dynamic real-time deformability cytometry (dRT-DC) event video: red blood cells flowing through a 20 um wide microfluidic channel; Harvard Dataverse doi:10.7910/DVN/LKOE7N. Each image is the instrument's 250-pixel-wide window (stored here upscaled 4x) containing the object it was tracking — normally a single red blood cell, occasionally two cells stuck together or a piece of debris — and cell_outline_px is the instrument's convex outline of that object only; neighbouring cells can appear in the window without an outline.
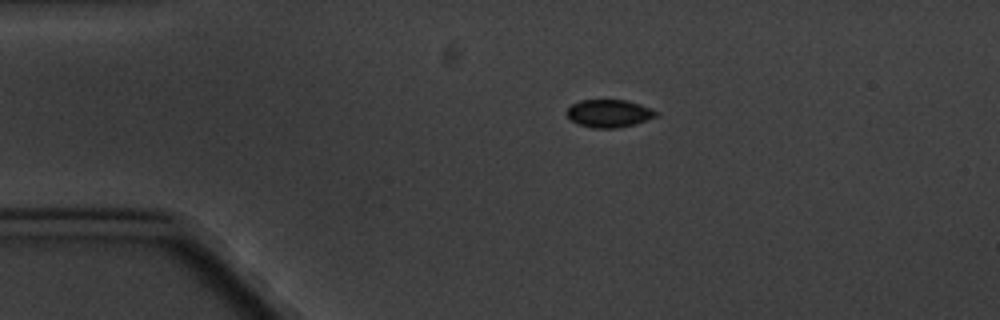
{"species": "common noctule bat (a hibernating species)", "species_latin": "Nyctalus noctula", "temperature_condition": "cold", "stored_images_in_passage": 9, "camera_frame_rate_fps": 3000, "um_per_image_px": 0.085, "animal": {"sex": "male", "body_mass_g": 20.1, "forearm_length_mm": 53.5}, "frame": {"image": 1, "passage_image": 2, "time_ms": 1.0, "image_size_px": [1000, 320], "cell_outline_px": [[660, 116], [632, 124], [616, 128], [592, 128], [580, 124], [572, 120], [564, 112], [572, 104], [580, 100], [628, 100], [640, 104], [660, 112]], "centroid_in_image_um": [51.79, 9.63], "position_along_channel_um": 33.2, "area_um2": 14.45}}
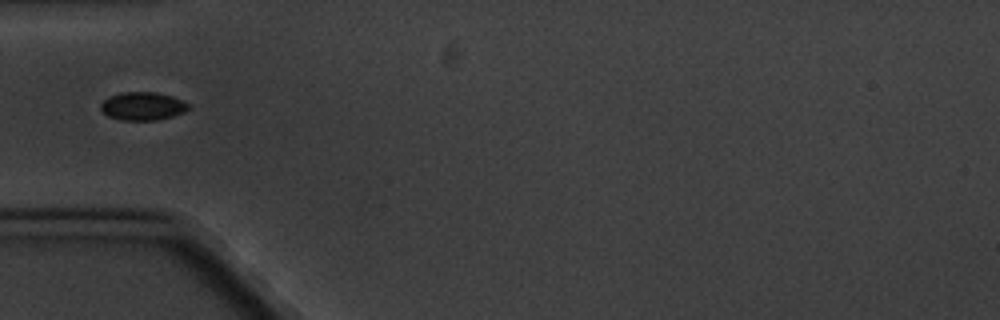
{"frame": {"image": 2, "passage_image": 4, "time_ms": 3.333, "image_size_px": [1000, 320], "cell_outline_px": [[188, 108], [184, 112], [172, 116], [156, 120], [120, 120], [108, 116], [100, 108], [100, 104], [108, 96], [120, 92], [156, 92], [172, 96], [188, 104]], "centroid_in_image_um": [12.08, 9.01], "position_along_channel_um": 72.9, "area_um2": 14.33}}
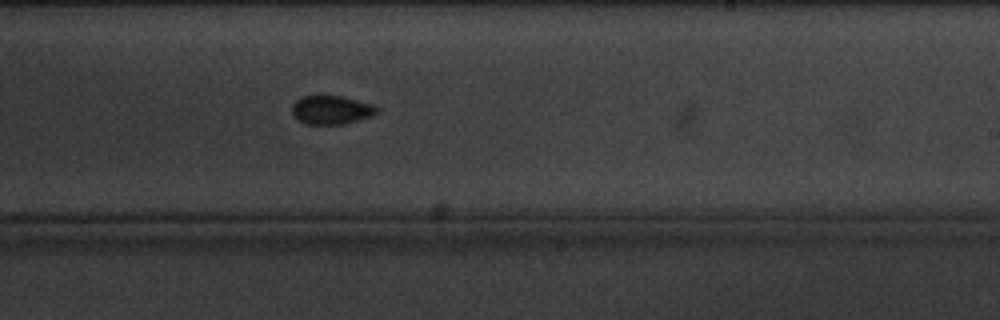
{"frame": {"image": 3, "passage_image": 9, "time_ms": 9.0, "image_size_px": [1000, 320], "cell_outline_px": [[380, 112], [372, 116], [344, 124], [308, 124], [300, 120], [292, 112], [292, 104], [296, 100], [304, 96], [320, 92], [324, 92], [344, 96], [372, 104], [380, 108]], "centroid_in_image_um": [28.2, 9.28], "position_along_channel_um": 260.8, "area_um2": 14.8}}